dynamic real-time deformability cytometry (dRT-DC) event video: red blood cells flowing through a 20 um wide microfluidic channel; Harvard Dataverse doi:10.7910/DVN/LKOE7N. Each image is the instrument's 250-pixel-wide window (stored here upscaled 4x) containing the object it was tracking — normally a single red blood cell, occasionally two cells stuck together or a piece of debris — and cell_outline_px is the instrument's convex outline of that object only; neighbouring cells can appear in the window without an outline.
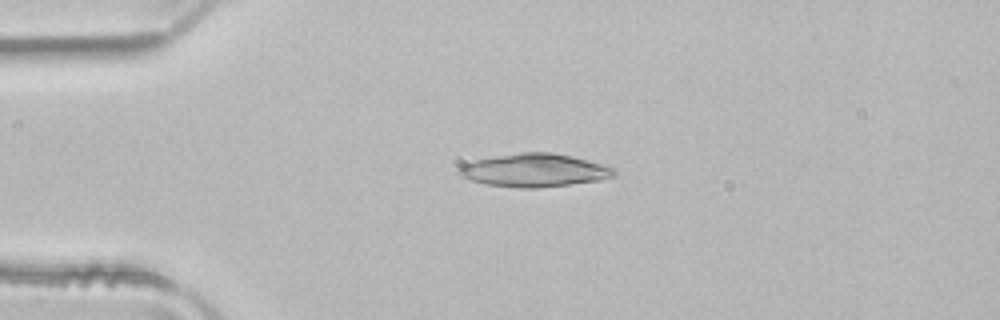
{"species": "common noctule bat (a hibernating species)", "species_latin": "Nyctalus noctula", "temperature_condition": "room temperature", "stored_images_in_passage": 50, "camera_frame_rate_fps": 3000, "um_per_image_px": 0.085, "animal": {"sex": "male", "body_mass_g": 21.5, "forearm_length_mm": 52.0}, "frame": {"image": 1, "passage_image": 11, "time_ms": 3.333, "image_size_px": [1000, 320], "cell_outline_px": [[616, 176], [600, 180], [536, 188], [516, 188], [488, 184], [472, 180], [460, 176], [456, 172], [464, 164], [476, 160], [496, 156], [520, 152], [552, 152], [572, 156], [604, 164], [616, 168]], "centroid_in_image_um": [45.47, 14.47], "position_along_channel_um": 39.5, "area_um2": 29.88}}
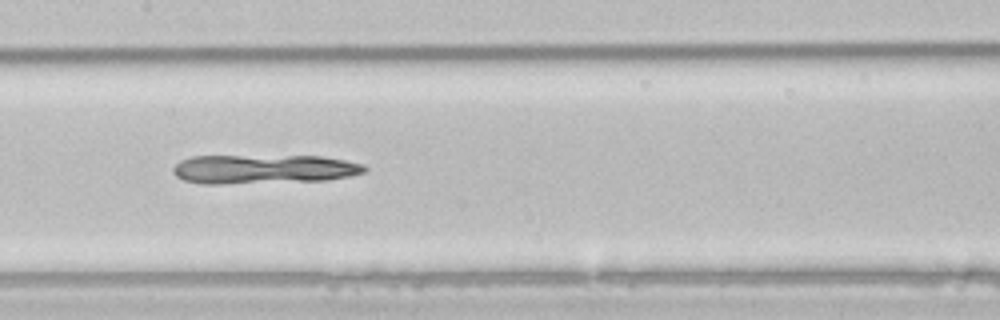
{"frame": {"image": 2, "passage_image": 24, "time_ms": 7.667, "image_size_px": [1000, 320], "cell_outline_px": [[368, 168], [364, 172], [352, 176], [328, 180], [220, 184], [200, 184], [184, 180], [176, 176], [172, 172], [172, 168], [180, 160], [192, 156], [320, 156], [344, 160], [364, 164]], "centroid_in_image_um": [22.4, 14.38], "position_along_channel_um": 185.0, "area_um2": 32.77}}
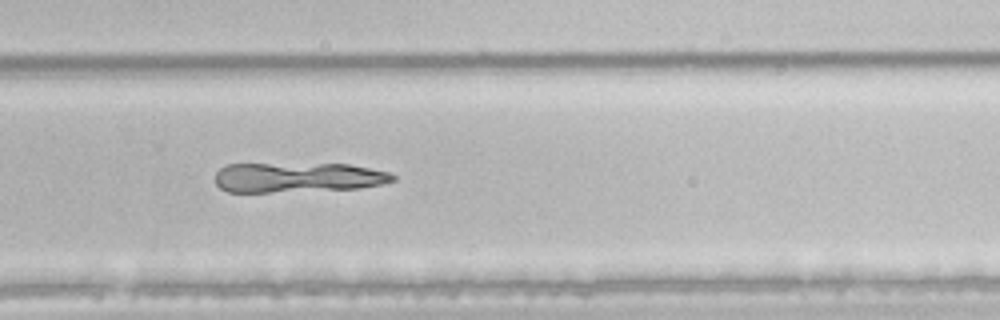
{"frame": {"image": 3, "passage_image": 33, "time_ms": 10.667, "image_size_px": [1000, 320], "cell_outline_px": [[396, 180], [380, 184], [360, 188], [268, 192], [228, 192], [220, 188], [216, 184], [216, 172], [224, 164], [348, 164], [388, 172], [396, 176]], "centroid_in_image_um": [25.27, 15.08], "position_along_channel_um": 304.5, "area_um2": 30.81}}